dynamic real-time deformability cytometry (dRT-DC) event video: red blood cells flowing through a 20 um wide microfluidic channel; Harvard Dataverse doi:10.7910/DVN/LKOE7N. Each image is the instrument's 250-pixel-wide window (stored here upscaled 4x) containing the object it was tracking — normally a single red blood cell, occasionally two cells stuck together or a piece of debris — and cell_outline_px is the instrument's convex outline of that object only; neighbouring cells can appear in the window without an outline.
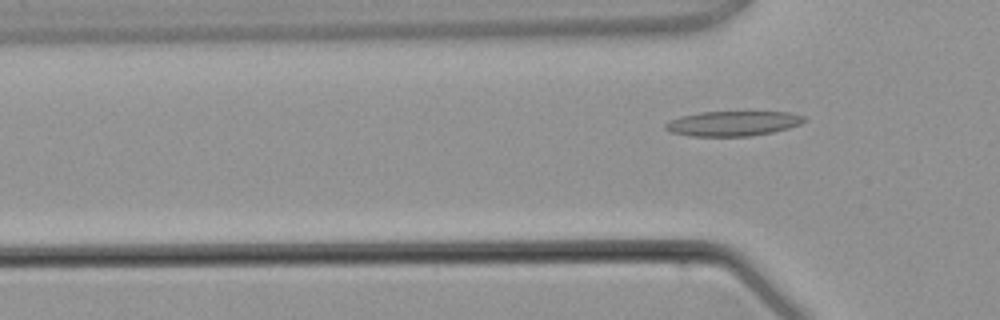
{"species": "common noctule bat (a hibernating species)", "species_latin": "Nyctalus noctula", "temperature_condition": "warm", "stored_images_in_passage": 4, "segment_of_instrument_passage": [2, 2], "camera_frame_rate_fps": 3000, "um_per_image_px": 0.085, "animal": {"sex": "male", "body_mass_g": 21.5, "forearm_length_mm": 52.0}, "frame": {"image": 1, "passage_image": 4, "time_ms": 4.0, "image_size_px": [1000, 320], "cell_outline_px": [[808, 120], [800, 124], [788, 128], [772, 132], [752, 136], [692, 136], [668, 132], [664, 128], [664, 124], [668, 120], [680, 116], [700, 112], [788, 112], [804, 116]], "centroid_in_image_um": [62.26, 10.49], "position_along_channel_um": 63.5, "area_um2": 20.29}}